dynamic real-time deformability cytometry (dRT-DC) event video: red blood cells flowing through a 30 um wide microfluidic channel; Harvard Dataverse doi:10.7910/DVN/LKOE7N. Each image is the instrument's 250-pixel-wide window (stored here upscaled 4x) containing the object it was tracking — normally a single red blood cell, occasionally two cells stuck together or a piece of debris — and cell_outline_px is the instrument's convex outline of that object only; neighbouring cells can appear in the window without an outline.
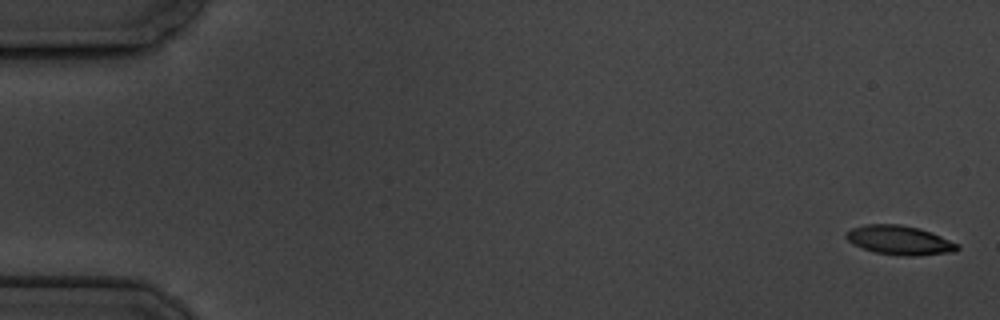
{"species": "common noctule bat (a hibernating species)", "species_latin": "Nyctalus noctula", "temperature_condition": "cold", "stored_images_in_passage": 10, "camera_frame_rate_fps": 3000, "um_per_image_px": 0.085, "animal": {"sex": "male", "body_mass_g": 19.5, "forearm_length_mm": 54.6}, "frame": {"image": 1, "passage_image": 1, "time_ms": 0.0, "image_size_px": [1000, 320], "cell_outline_px": [[960, 248], [952, 252], [916, 256], [904, 256], [876, 252], [864, 248], [848, 240], [844, 236], [844, 232], [852, 228], [864, 224], [900, 224], [920, 228], [960, 244]], "centroid_in_image_um": [76.47, 20.4], "position_along_channel_um": 8.5, "area_um2": 18.84}}
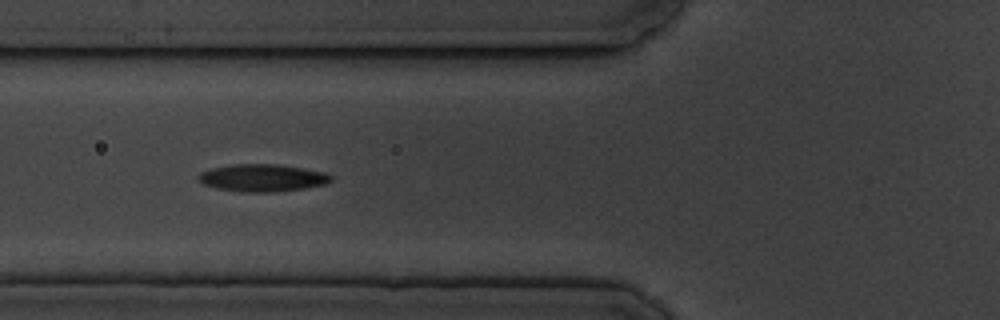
{"frame": {"image": 2, "passage_image": 7, "time_ms": 7.0, "image_size_px": [1000, 320], "cell_outline_px": [[332, 180], [324, 184], [304, 188], [272, 192], [244, 192], [216, 188], [200, 184], [196, 180], [196, 176], [200, 172], [212, 168], [232, 164], [280, 164], [304, 168], [324, 172], [332, 176]], "centroid_in_image_um": [22.24, 15.11], "position_along_channel_um": 103.6, "area_um2": 21.33}}
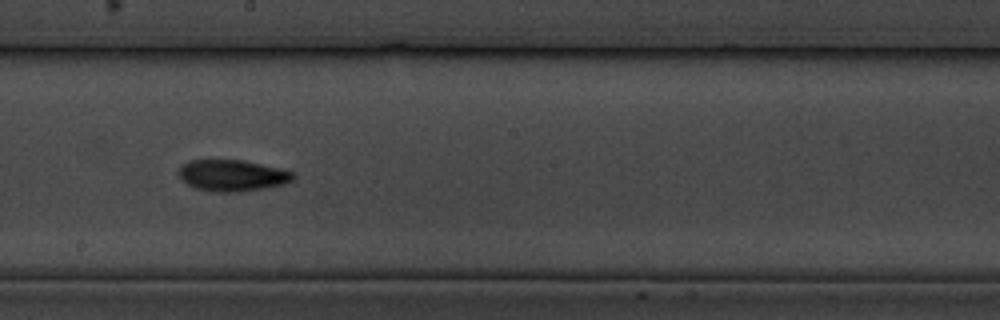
{"frame": {"image": 3, "passage_image": 10, "time_ms": 10.667, "image_size_px": [1000, 320], "cell_outline_px": [[296, 176], [292, 180], [284, 184], [244, 192], [212, 192], [196, 188], [180, 180], [176, 172], [184, 164], [192, 160], [244, 160], [292, 172]], "centroid_in_image_um": [19.7, 14.93], "position_along_channel_um": 228.5, "area_um2": 20.92}}